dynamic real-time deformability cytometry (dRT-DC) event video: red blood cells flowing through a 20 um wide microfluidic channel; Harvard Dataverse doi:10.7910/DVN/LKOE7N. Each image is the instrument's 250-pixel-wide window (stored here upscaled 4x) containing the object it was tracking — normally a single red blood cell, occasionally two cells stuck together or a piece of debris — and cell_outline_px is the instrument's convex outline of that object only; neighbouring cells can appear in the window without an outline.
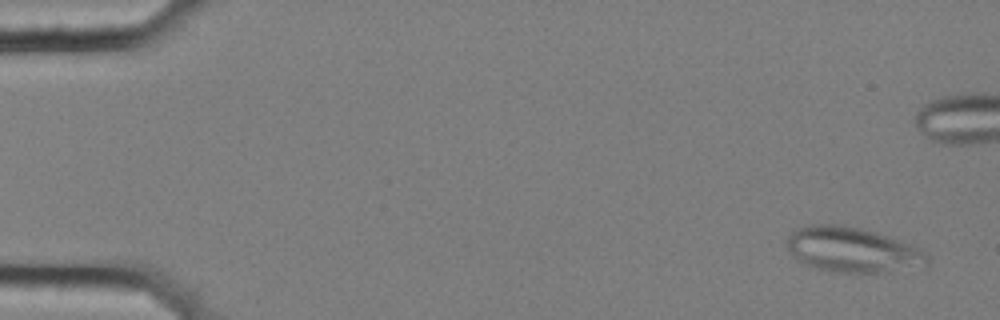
{"species": "common noctule bat (a hibernating species)", "species_latin": "Nyctalus noctula", "temperature_condition": "cold", "stored_images_in_passage": 58, "segment_of_instrument_passage": [1, 2], "camera_frame_rate_fps": 3000, "um_per_image_px": 0.085, "animal": {"sex": "female", "body_mass_g": 25.1}, "frame": {"image": 1, "passage_image": 3, "time_ms": 0.667, "image_size_px": [1000, 320], "cell_outline_px": [[928, 264], [888, 272], [828, 272], [812, 268], [796, 260], [792, 256], [788, 248], [788, 236], [796, 228], [812, 224], [840, 224], [860, 228], [876, 232], [912, 244], [928, 252]], "centroid_in_image_um": [72.44, 21.23], "position_along_channel_um": 12.6, "area_um2": 37.17}}